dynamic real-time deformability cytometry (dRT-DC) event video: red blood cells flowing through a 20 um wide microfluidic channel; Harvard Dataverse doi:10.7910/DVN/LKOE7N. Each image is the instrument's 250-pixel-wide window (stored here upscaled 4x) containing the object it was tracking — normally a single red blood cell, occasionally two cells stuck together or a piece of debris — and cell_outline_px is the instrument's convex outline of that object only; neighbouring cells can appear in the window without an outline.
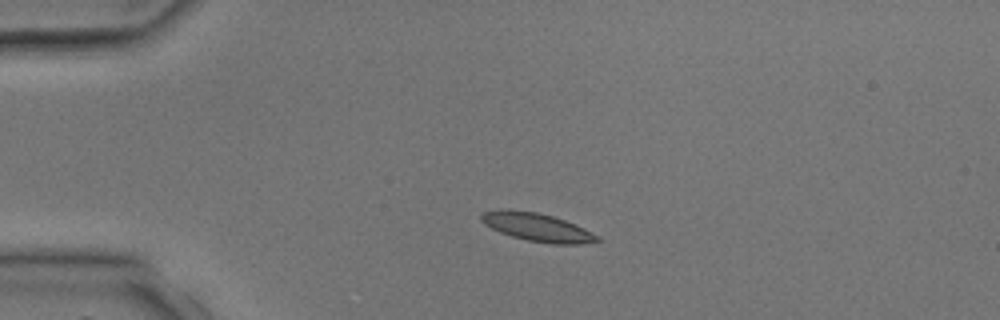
{"species": "common noctule bat (a hibernating species)", "species_latin": "Nyctalus noctula", "temperature_condition": "room temperature", "stored_images_in_passage": 3, "camera_frame_rate_fps": 3000, "um_per_image_px": 0.085, "animal": {"sex": "male", "body_mass_g": 17.9, "forearm_length_mm": 54.2}, "frame": {"image": 1, "passage_image": 2, "time_ms": 1.333, "image_size_px": [1000, 320], "cell_outline_px": [[600, 240], [580, 244], [552, 244], [528, 240], [512, 236], [500, 232], [484, 224], [480, 220], [480, 216], [484, 212], [508, 208], [536, 212], [552, 216], [564, 220], [584, 228], [600, 236]], "centroid_in_image_um": [45.65, 19.3], "position_along_channel_um": 39.4, "area_um2": 18.96}}
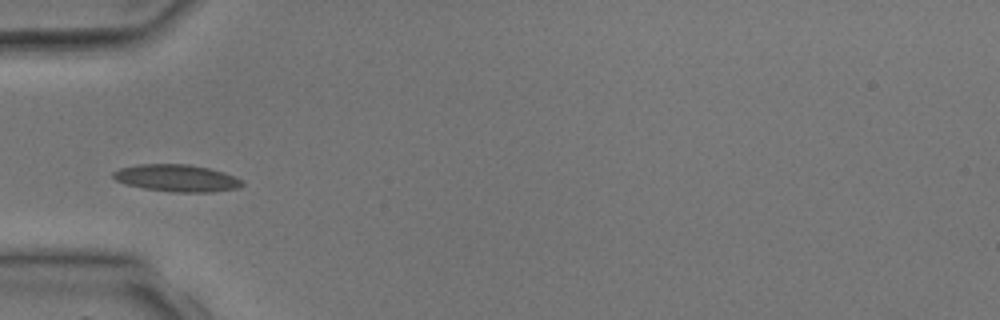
{"frame": {"image": 2, "passage_image": 3, "time_ms": 2.667, "image_size_px": [1000, 320], "cell_outline_px": [[244, 184], [236, 188], [212, 192], [172, 192], [144, 188], [128, 184], [116, 180], [112, 176], [112, 172], [120, 168], [136, 164], [188, 164], [208, 168], [224, 172], [244, 180]], "centroid_in_image_um": [15.03, 15.13], "position_along_channel_um": 70.0, "area_um2": 20.35}}